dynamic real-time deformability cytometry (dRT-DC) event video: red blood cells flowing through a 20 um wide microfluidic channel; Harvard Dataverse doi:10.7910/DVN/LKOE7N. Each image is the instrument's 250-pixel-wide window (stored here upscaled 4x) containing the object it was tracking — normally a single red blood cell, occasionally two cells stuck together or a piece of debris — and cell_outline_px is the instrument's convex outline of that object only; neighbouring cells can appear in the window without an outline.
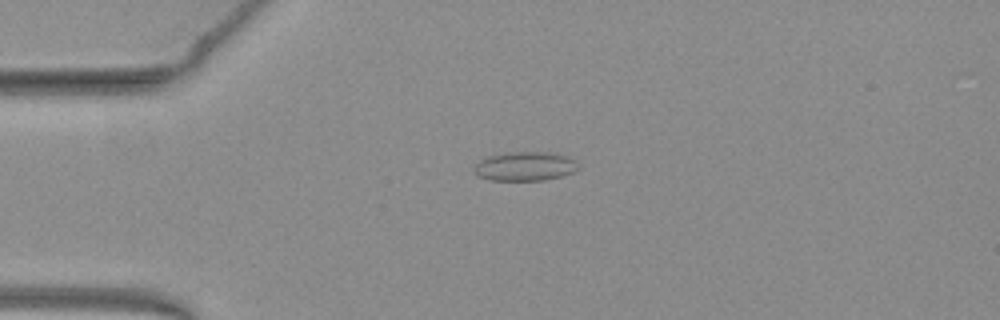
{"species": "common noctule bat (a hibernating species)", "species_latin": "Nyctalus noctula", "temperature_condition": "warm", "stored_images_in_passage": 41, "camera_frame_rate_fps": 3000, "um_per_image_px": 0.085, "animal": {"sex": "female", "body_mass_g": 19.3, "forearm_length_mm": 54.1}, "frame": {"image": 1, "passage_image": 2, "time_ms": 0.333, "image_size_px": [1000, 320], "cell_outline_px": [[580, 168], [572, 172], [560, 176], [544, 180], [488, 180], [476, 176], [472, 168], [480, 160], [488, 156], [504, 152], [548, 152], [568, 156]], "centroid_in_image_um": [44.55, 14.13], "position_along_channel_um": 40.4, "area_um2": 17.69}}
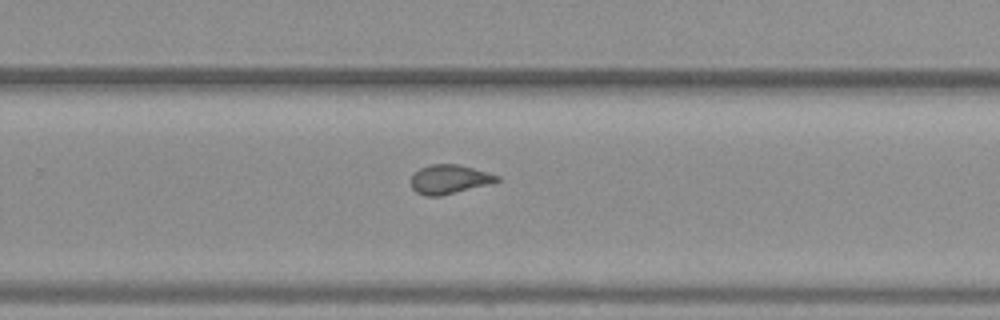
{"frame": {"image": 2, "passage_image": 23, "time_ms": 7.333, "image_size_px": [1000, 320], "cell_outline_px": [[500, 180], [488, 184], [440, 196], [428, 196], [416, 192], [412, 188], [412, 176], [420, 168], [428, 164], [456, 164], [488, 172], [500, 176]], "centroid_in_image_um": [38.19, 15.23], "position_along_channel_um": 291.6, "area_um2": 14.33}}
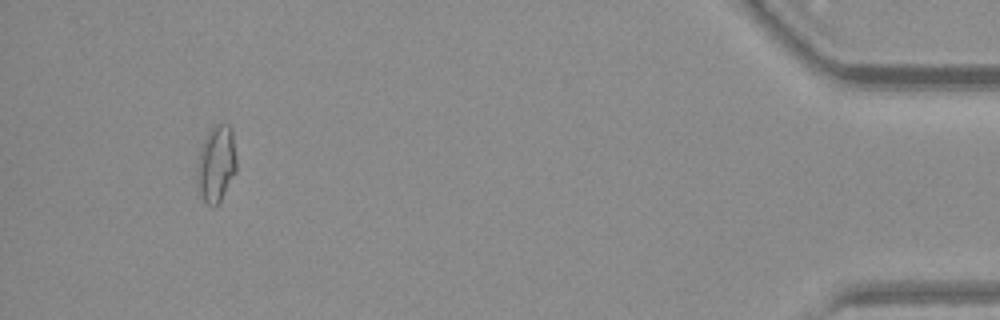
{"frame": {"image": 3, "passage_image": 38, "time_ms": 12.333, "image_size_px": [1000, 320], "cell_outline_px": [[236, 172], [216, 208], [212, 208], [204, 200], [196, 184], [196, 168], [200, 148], [208, 132], [216, 124], [228, 124], [232, 128], [236, 156]], "centroid_in_image_um": [18.38, 13.94], "position_along_channel_um": 416.8, "area_um2": 17.8}, "authors_computed_cell_mechanics": {"area_um2": 15.0858, "velocity_mm_per_s": 3.9727, "shape_relaxation_time_tau1_ms": null, "shape_relaxation_time_tau2_ms": 1.2207, "deformation_change_tau1": null, "deformation_change_tau2": 0.0664}}